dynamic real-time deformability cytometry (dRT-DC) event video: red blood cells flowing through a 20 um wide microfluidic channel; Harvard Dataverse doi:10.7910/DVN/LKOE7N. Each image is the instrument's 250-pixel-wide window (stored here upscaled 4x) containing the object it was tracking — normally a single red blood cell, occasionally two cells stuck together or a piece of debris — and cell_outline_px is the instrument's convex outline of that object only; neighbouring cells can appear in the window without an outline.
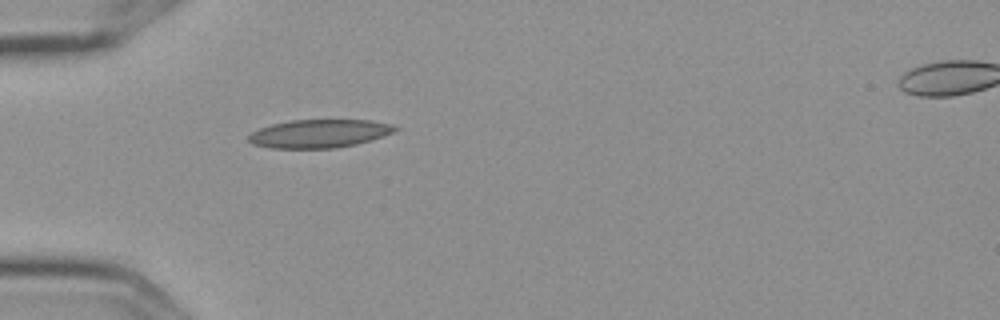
{"species": "Egyptian fruit bat (a non-hibernating species)", "species_latin": "Rousettus aegyptiacus", "temperature_condition": "cold", "stored_images_in_passage": 2, "camera_frame_rate_fps": 3000, "um_per_image_px": 0.085, "frame": {"image": 1, "passage_image": 1, "time_ms": 0.0, "image_size_px": [1000, 320], "cell_outline_px": [[400, 128], [396, 132], [372, 140], [356, 144], [336, 148], [268, 148], [252, 144], [248, 140], [248, 136], [252, 132], [260, 128], [272, 124], [292, 120], [372, 120], [392, 124]], "centroid_in_image_um": [27.18, 11.35], "position_along_channel_um": 57.8, "area_um2": 24.33}}